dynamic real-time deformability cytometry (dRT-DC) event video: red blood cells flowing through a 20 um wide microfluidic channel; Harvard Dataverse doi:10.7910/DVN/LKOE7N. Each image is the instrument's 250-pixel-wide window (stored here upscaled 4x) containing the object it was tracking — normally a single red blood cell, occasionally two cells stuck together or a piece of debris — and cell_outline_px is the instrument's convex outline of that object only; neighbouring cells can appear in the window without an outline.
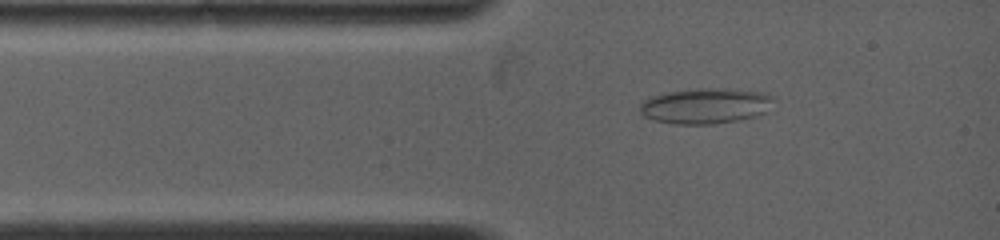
{"species": "common noctule bat (a hibernating species)", "species_latin": "Nyctalus noctula", "temperature_condition": "warm", "stored_images_in_passage": 65, "camera_frame_rate_fps": 5000, "um_per_image_px": 0.085, "animal": {"sex": "female", "body_mass_g": 19.0, "forearm_length_mm": 53.3}, "frame": {"image": 1, "passage_image": 3, "time_ms": 0.4, "image_size_px": [1000, 240], "cell_outline_px": [[776, 100], [768, 112], [756, 116], [736, 120], [712, 124], [672, 124], [640, 116], [640, 104], [648, 96], [668, 92], [700, 88], [724, 88], [760, 92], [776, 96]], "centroid_in_image_um": [59.99, 8.99], "position_along_channel_um": 25.0, "area_um2": 28.09}}
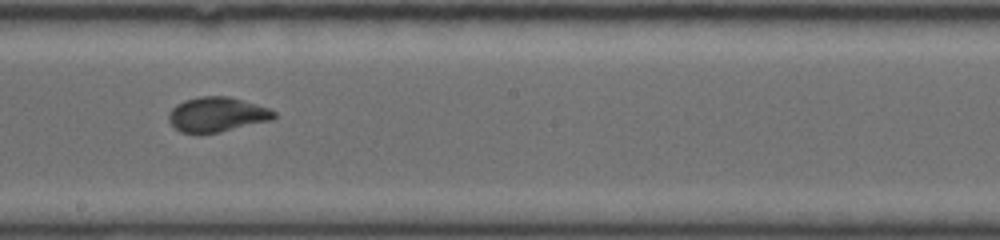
{"frame": {"image": 2, "passage_image": 30, "time_ms": 5.8, "image_size_px": [1000, 240], "cell_outline_px": [[276, 116], [272, 120], [220, 132], [180, 132], [168, 120], [168, 112], [176, 104], [184, 100], [200, 96], [228, 96], [256, 104], [268, 108], [276, 112]], "centroid_in_image_um": [18.44, 9.72], "position_along_channel_um": 229.8, "area_um2": 21.15}}
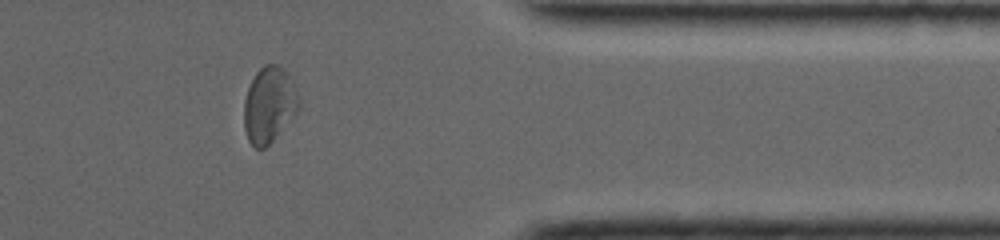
{"frame": {"image": 3, "passage_image": 52, "time_ms": 10.2, "image_size_px": [1000, 240], "cell_outline_px": [[300, 108], [272, 140], [264, 148], [256, 148], [248, 140], [244, 128], [244, 100], [248, 88], [256, 72], [264, 64], [276, 64], [284, 68], [288, 72], [300, 100]], "centroid_in_image_um": [22.87, 8.87], "position_along_channel_um": 388.5, "area_um2": 24.04}, "authors_computed_cell_mechanics": {"area_um2": 21.7328, "velocity_mm_per_s": 3.9825, "shape_relaxation_time_tau1_ms": null, "shape_relaxation_time_tau2_ms": 0.5709, "deformation_change_tau1": null, "deformation_change_tau2": 0.0536}}